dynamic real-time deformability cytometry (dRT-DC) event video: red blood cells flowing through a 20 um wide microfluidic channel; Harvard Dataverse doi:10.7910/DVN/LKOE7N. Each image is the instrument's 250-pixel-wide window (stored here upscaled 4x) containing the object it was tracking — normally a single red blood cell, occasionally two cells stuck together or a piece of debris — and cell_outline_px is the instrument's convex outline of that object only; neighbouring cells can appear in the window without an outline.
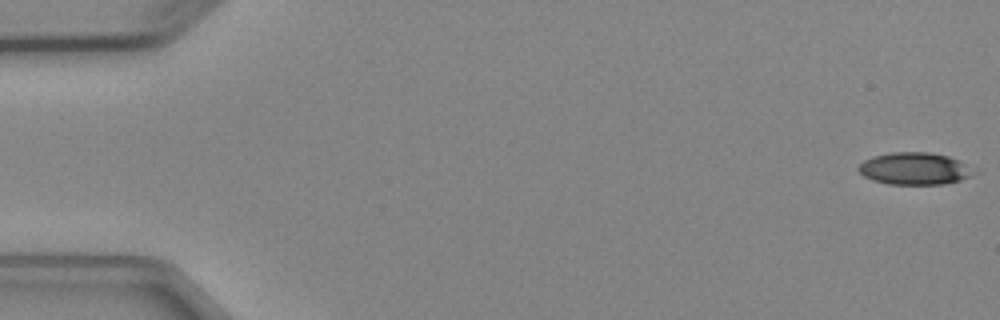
{"species": "Egyptian fruit bat (a non-hibernating species)", "species_latin": "Rousettus aegyptiacus", "temperature_condition": "cold", "stored_images_in_passage": 4, "camera_frame_rate_fps": 3000, "um_per_image_px": 0.085, "animal": {"sex": "female"}, "frame": {"image": 1, "passage_image": 1, "time_ms": 0.0, "image_size_px": [1000, 320], "cell_outline_px": [[980, 172], [972, 176], [960, 180], [944, 184], [888, 184], [872, 180], [864, 176], [856, 168], [864, 160], [872, 156], [892, 152], [932, 152], [948, 156]], "centroid_in_image_um": [77.74, 14.33], "position_along_channel_um": 7.3, "area_um2": 21.73}}
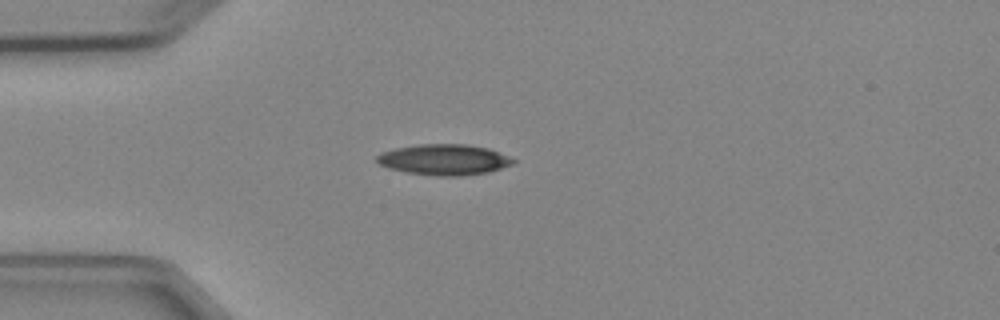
{"frame": {"image": 2, "passage_image": 4, "time_ms": 4.333, "image_size_px": [1000, 320], "cell_outline_px": [[516, 160], [512, 164], [488, 172], [460, 176], [440, 176], [408, 172], [388, 168], [380, 164], [376, 160], [376, 156], [380, 152], [396, 148], [416, 144], [464, 144], [488, 148], [508, 156]], "centroid_in_image_um": [37.72, 13.56], "position_along_channel_um": 47.3, "area_um2": 24.28}}